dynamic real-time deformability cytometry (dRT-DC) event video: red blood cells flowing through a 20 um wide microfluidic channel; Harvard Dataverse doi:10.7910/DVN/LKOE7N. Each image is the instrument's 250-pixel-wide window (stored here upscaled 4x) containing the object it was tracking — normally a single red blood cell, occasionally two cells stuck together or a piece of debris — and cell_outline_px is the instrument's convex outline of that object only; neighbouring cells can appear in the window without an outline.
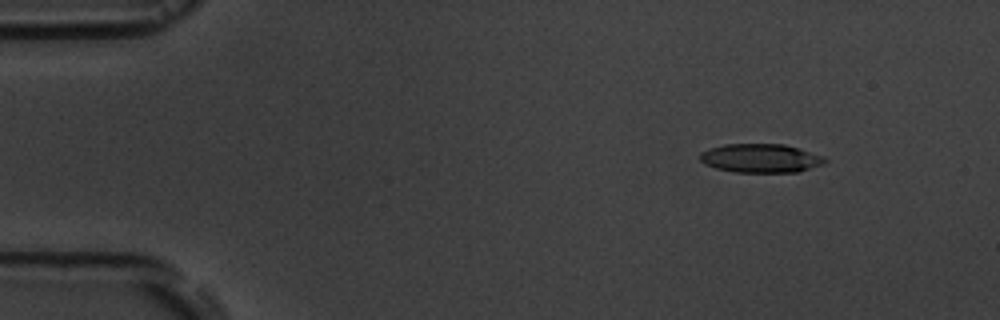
{"species": "common noctule bat (a hibernating species)", "species_latin": "Nyctalus noctula", "temperature_condition": "room temperature", "stored_images_in_passage": 5, "camera_frame_rate_fps": 3000, "um_per_image_px": 0.085, "animal": {"sex": "male", "body_mass_g": 19.5, "forearm_length_mm": 54.6}, "frame": {"image": 1, "passage_image": 2, "time_ms": 2.0, "image_size_px": [1000, 320], "cell_outline_px": [[828, 160], [824, 164], [796, 172], [732, 172], [716, 168], [704, 164], [700, 160], [700, 152], [708, 148], [724, 144], [784, 144], [824, 156]], "centroid_in_image_um": [64.63, 13.45], "position_along_channel_um": 20.4, "area_um2": 21.04}}
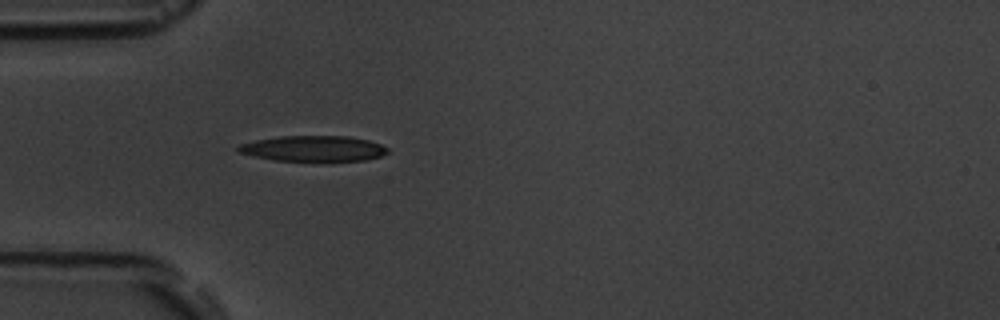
{"frame": {"image": 2, "passage_image": 5, "time_ms": 5.333, "image_size_px": [1000, 320], "cell_outline_px": [[388, 152], [380, 156], [364, 160], [320, 164], [272, 160], [252, 156], [240, 152], [236, 148], [240, 144], [256, 140], [280, 136], [348, 136], [368, 140], [380, 144], [388, 148]], "centroid_in_image_um": [26.65, 12.68], "position_along_channel_um": 58.4, "area_um2": 23.29}}